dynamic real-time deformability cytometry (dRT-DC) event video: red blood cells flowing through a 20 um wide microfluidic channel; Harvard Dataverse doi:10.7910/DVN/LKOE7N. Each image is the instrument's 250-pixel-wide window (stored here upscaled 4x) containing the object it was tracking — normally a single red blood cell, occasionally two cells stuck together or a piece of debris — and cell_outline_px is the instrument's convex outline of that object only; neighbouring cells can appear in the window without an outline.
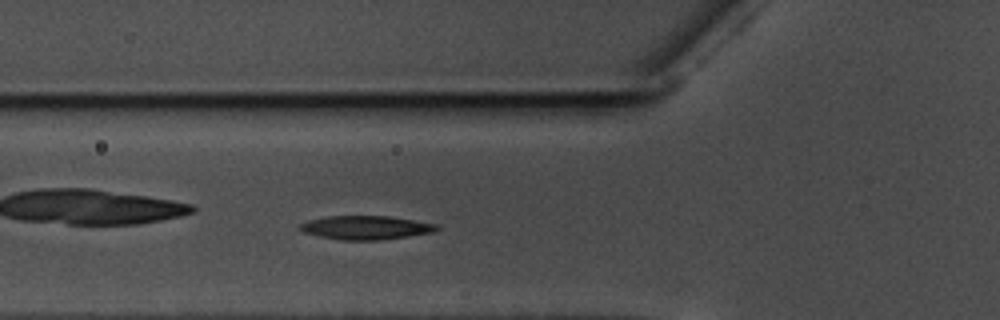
{"species": "common noctule bat (a hibernating species)", "species_latin": "Nyctalus noctula", "temperature_condition": "warm", "stored_images_in_passage": 49, "camera_frame_rate_fps": 3000, "um_per_image_px": 0.085, "animal": {"sex": "male", "body_mass_g": 17.5, "forearm_length_mm": 52.3}, "frame": {"image": 1, "passage_image": 15, "time_ms": 4.667, "image_size_px": [1000, 320], "cell_outline_px": [[440, 228], [432, 232], [380, 240], [340, 240], [320, 236], [304, 232], [296, 228], [300, 224], [308, 220], [324, 216], [388, 216], [440, 224]], "centroid_in_image_um": [31.08, 19.34], "position_along_channel_um": 94.7, "area_um2": 18.96}}
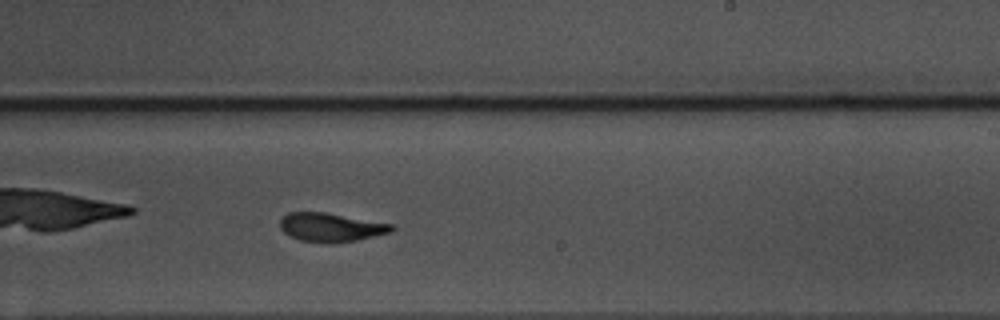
{"frame": {"image": 2, "passage_image": 29, "time_ms": 9.333, "image_size_px": [1000, 320], "cell_outline_px": [[396, 228], [392, 232], [356, 240], [332, 244], [328, 244], [300, 240], [284, 232], [280, 228], [280, 220], [288, 212], [324, 212], [392, 224]], "centroid_in_image_um": [28.13, 19.33], "position_along_channel_um": 260.9, "area_um2": 18.67}}
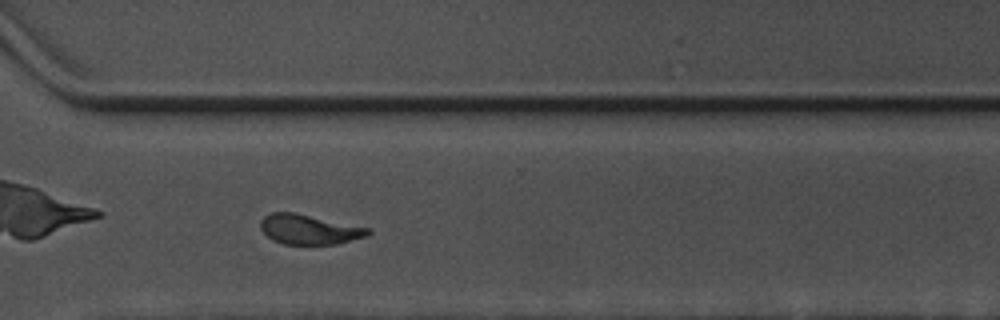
{"frame": {"image": 3, "passage_image": 36, "time_ms": 11.667, "image_size_px": [1000, 320], "cell_outline_px": [[372, 232], [368, 236], [336, 244], [284, 244], [272, 240], [260, 228], [260, 220], [264, 216], [272, 212], [292, 212], [372, 228]], "centroid_in_image_um": [26.3, 19.5], "position_along_channel_um": 344.3, "area_um2": 18.73}, "authors_computed_cell_mechanics": {"area_um2": 19.1896, "velocity_mm_per_s": 3.5662, "shape_relaxation_time_tau1_ms": 3.3291, "shape_relaxation_time_tau2_ms": 2.3669, "deformation_change_tau1": 0.1486, "deformation_change_tau2": 0.1066}}